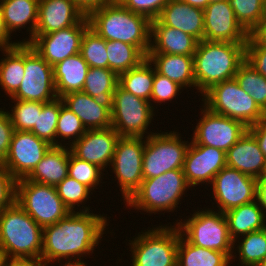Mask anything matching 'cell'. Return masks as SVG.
<instances>
[{
    "instance_id": "6da1fadb",
    "label": "cell",
    "mask_w": 266,
    "mask_h": 266,
    "mask_svg": "<svg viewBox=\"0 0 266 266\" xmlns=\"http://www.w3.org/2000/svg\"><path fill=\"white\" fill-rule=\"evenodd\" d=\"M104 215L94 214L93 210L70 212L57 223L44 227L41 259L52 266L50 263L56 260L83 259L94 254L109 227L110 218Z\"/></svg>"
},
{
    "instance_id": "7a4b0ae2",
    "label": "cell",
    "mask_w": 266,
    "mask_h": 266,
    "mask_svg": "<svg viewBox=\"0 0 266 266\" xmlns=\"http://www.w3.org/2000/svg\"><path fill=\"white\" fill-rule=\"evenodd\" d=\"M246 60V43L202 40L193 55L197 92L201 95L219 82L234 79Z\"/></svg>"
},
{
    "instance_id": "3957f363",
    "label": "cell",
    "mask_w": 266,
    "mask_h": 266,
    "mask_svg": "<svg viewBox=\"0 0 266 266\" xmlns=\"http://www.w3.org/2000/svg\"><path fill=\"white\" fill-rule=\"evenodd\" d=\"M87 19L89 27L105 40L125 42L148 54L151 21L146 16L133 13L115 0L91 11Z\"/></svg>"
},
{
    "instance_id": "277c9868",
    "label": "cell",
    "mask_w": 266,
    "mask_h": 266,
    "mask_svg": "<svg viewBox=\"0 0 266 266\" xmlns=\"http://www.w3.org/2000/svg\"><path fill=\"white\" fill-rule=\"evenodd\" d=\"M191 186L187 183L183 169H174L158 177L143 179L139 189L125 203L126 208L154 215L178 210L180 201ZM131 209H130V208Z\"/></svg>"
},
{
    "instance_id": "5b68a950",
    "label": "cell",
    "mask_w": 266,
    "mask_h": 266,
    "mask_svg": "<svg viewBox=\"0 0 266 266\" xmlns=\"http://www.w3.org/2000/svg\"><path fill=\"white\" fill-rule=\"evenodd\" d=\"M43 228L16 202L0 213V248L10 258H41Z\"/></svg>"
},
{
    "instance_id": "8992f818",
    "label": "cell",
    "mask_w": 266,
    "mask_h": 266,
    "mask_svg": "<svg viewBox=\"0 0 266 266\" xmlns=\"http://www.w3.org/2000/svg\"><path fill=\"white\" fill-rule=\"evenodd\" d=\"M169 224L141 230L128 240L131 266H177L181 232L176 224Z\"/></svg>"
},
{
    "instance_id": "52a82bcc",
    "label": "cell",
    "mask_w": 266,
    "mask_h": 266,
    "mask_svg": "<svg viewBox=\"0 0 266 266\" xmlns=\"http://www.w3.org/2000/svg\"><path fill=\"white\" fill-rule=\"evenodd\" d=\"M200 209L193 210L191 217L186 216L188 219L177 218L174 224L191 244L224 252L231 259L234 241L230 237L225 214L210 208Z\"/></svg>"
},
{
    "instance_id": "ba28073f",
    "label": "cell",
    "mask_w": 266,
    "mask_h": 266,
    "mask_svg": "<svg viewBox=\"0 0 266 266\" xmlns=\"http://www.w3.org/2000/svg\"><path fill=\"white\" fill-rule=\"evenodd\" d=\"M200 96L203 97L201 105L209 111L239 120L247 127L266 118V114L235 78L214 84Z\"/></svg>"
},
{
    "instance_id": "9c48e42d",
    "label": "cell",
    "mask_w": 266,
    "mask_h": 266,
    "mask_svg": "<svg viewBox=\"0 0 266 266\" xmlns=\"http://www.w3.org/2000/svg\"><path fill=\"white\" fill-rule=\"evenodd\" d=\"M15 202L42 228L57 223L71 212L54 186L26 178L16 180Z\"/></svg>"
},
{
    "instance_id": "30bf717a",
    "label": "cell",
    "mask_w": 266,
    "mask_h": 266,
    "mask_svg": "<svg viewBox=\"0 0 266 266\" xmlns=\"http://www.w3.org/2000/svg\"><path fill=\"white\" fill-rule=\"evenodd\" d=\"M181 138V133L175 130L161 133L158 131L145 138L143 179L158 177L174 169H183L190 142Z\"/></svg>"
},
{
    "instance_id": "8fae6325",
    "label": "cell",
    "mask_w": 266,
    "mask_h": 266,
    "mask_svg": "<svg viewBox=\"0 0 266 266\" xmlns=\"http://www.w3.org/2000/svg\"><path fill=\"white\" fill-rule=\"evenodd\" d=\"M156 108L117 85L111 110V127L120 137L147 138L155 132L147 131L156 115ZM146 135V136H145ZM145 136V137H144Z\"/></svg>"
},
{
    "instance_id": "7c38bea8",
    "label": "cell",
    "mask_w": 266,
    "mask_h": 266,
    "mask_svg": "<svg viewBox=\"0 0 266 266\" xmlns=\"http://www.w3.org/2000/svg\"><path fill=\"white\" fill-rule=\"evenodd\" d=\"M145 148L143 137H120L111 167L124 203L139 189L143 181L142 167Z\"/></svg>"
},
{
    "instance_id": "4fadbf2b",
    "label": "cell",
    "mask_w": 266,
    "mask_h": 266,
    "mask_svg": "<svg viewBox=\"0 0 266 266\" xmlns=\"http://www.w3.org/2000/svg\"><path fill=\"white\" fill-rule=\"evenodd\" d=\"M25 75L10 99L48 103L58 98L53 80V66L28 43H24Z\"/></svg>"
},
{
    "instance_id": "5bb4252c",
    "label": "cell",
    "mask_w": 266,
    "mask_h": 266,
    "mask_svg": "<svg viewBox=\"0 0 266 266\" xmlns=\"http://www.w3.org/2000/svg\"><path fill=\"white\" fill-rule=\"evenodd\" d=\"M210 185L215 200L210 209L225 213L256 200L258 179L228 166L215 175Z\"/></svg>"
},
{
    "instance_id": "9a60e30c",
    "label": "cell",
    "mask_w": 266,
    "mask_h": 266,
    "mask_svg": "<svg viewBox=\"0 0 266 266\" xmlns=\"http://www.w3.org/2000/svg\"><path fill=\"white\" fill-rule=\"evenodd\" d=\"M193 129L192 142L227 152L248 130L241 121L215 114L203 105Z\"/></svg>"
},
{
    "instance_id": "2e32d148",
    "label": "cell",
    "mask_w": 266,
    "mask_h": 266,
    "mask_svg": "<svg viewBox=\"0 0 266 266\" xmlns=\"http://www.w3.org/2000/svg\"><path fill=\"white\" fill-rule=\"evenodd\" d=\"M52 147L31 131L14 130L2 165L16 179L26 178Z\"/></svg>"
},
{
    "instance_id": "e0dca14e",
    "label": "cell",
    "mask_w": 266,
    "mask_h": 266,
    "mask_svg": "<svg viewBox=\"0 0 266 266\" xmlns=\"http://www.w3.org/2000/svg\"><path fill=\"white\" fill-rule=\"evenodd\" d=\"M89 27L87 16L77 25L43 35H34L28 43L47 63L54 66L69 56L80 53L81 40Z\"/></svg>"
},
{
    "instance_id": "ac0fdd59",
    "label": "cell",
    "mask_w": 266,
    "mask_h": 266,
    "mask_svg": "<svg viewBox=\"0 0 266 266\" xmlns=\"http://www.w3.org/2000/svg\"><path fill=\"white\" fill-rule=\"evenodd\" d=\"M249 35L236 20L229 0L209 3L204 9V40L247 43Z\"/></svg>"
},
{
    "instance_id": "d6986e66",
    "label": "cell",
    "mask_w": 266,
    "mask_h": 266,
    "mask_svg": "<svg viewBox=\"0 0 266 266\" xmlns=\"http://www.w3.org/2000/svg\"><path fill=\"white\" fill-rule=\"evenodd\" d=\"M226 166V152L221 149L198 145L190 141L183 172L191 189L201 184L210 186L213 178Z\"/></svg>"
},
{
    "instance_id": "ffe728a7",
    "label": "cell",
    "mask_w": 266,
    "mask_h": 266,
    "mask_svg": "<svg viewBox=\"0 0 266 266\" xmlns=\"http://www.w3.org/2000/svg\"><path fill=\"white\" fill-rule=\"evenodd\" d=\"M119 138L120 135L112 127L87 130L69 148L78 159L95 164L106 171L108 165H111Z\"/></svg>"
},
{
    "instance_id": "44dd1931",
    "label": "cell",
    "mask_w": 266,
    "mask_h": 266,
    "mask_svg": "<svg viewBox=\"0 0 266 266\" xmlns=\"http://www.w3.org/2000/svg\"><path fill=\"white\" fill-rule=\"evenodd\" d=\"M85 16L73 0H39L35 35L48 34L77 25Z\"/></svg>"
},
{
    "instance_id": "7402d4cb",
    "label": "cell",
    "mask_w": 266,
    "mask_h": 266,
    "mask_svg": "<svg viewBox=\"0 0 266 266\" xmlns=\"http://www.w3.org/2000/svg\"><path fill=\"white\" fill-rule=\"evenodd\" d=\"M226 166L258 180L266 173V157L248 130L226 152Z\"/></svg>"
},
{
    "instance_id": "603a6c76",
    "label": "cell",
    "mask_w": 266,
    "mask_h": 266,
    "mask_svg": "<svg viewBox=\"0 0 266 266\" xmlns=\"http://www.w3.org/2000/svg\"><path fill=\"white\" fill-rule=\"evenodd\" d=\"M193 36L163 25L158 19L151 21L150 50L148 53H164L193 56L198 45Z\"/></svg>"
},
{
    "instance_id": "cb8c5ba5",
    "label": "cell",
    "mask_w": 266,
    "mask_h": 266,
    "mask_svg": "<svg viewBox=\"0 0 266 266\" xmlns=\"http://www.w3.org/2000/svg\"><path fill=\"white\" fill-rule=\"evenodd\" d=\"M163 25L179 29L198 41L204 40V10L180 0H170L157 18Z\"/></svg>"
},
{
    "instance_id": "d4e9b609",
    "label": "cell",
    "mask_w": 266,
    "mask_h": 266,
    "mask_svg": "<svg viewBox=\"0 0 266 266\" xmlns=\"http://www.w3.org/2000/svg\"><path fill=\"white\" fill-rule=\"evenodd\" d=\"M0 9L10 35L28 25V39L24 38L18 42L29 43L35 35L38 23L39 0H0Z\"/></svg>"
},
{
    "instance_id": "484cf974",
    "label": "cell",
    "mask_w": 266,
    "mask_h": 266,
    "mask_svg": "<svg viewBox=\"0 0 266 266\" xmlns=\"http://www.w3.org/2000/svg\"><path fill=\"white\" fill-rule=\"evenodd\" d=\"M61 99L63 104L81 120L86 130L111 127V112L83 91L70 92Z\"/></svg>"
},
{
    "instance_id": "4316f807",
    "label": "cell",
    "mask_w": 266,
    "mask_h": 266,
    "mask_svg": "<svg viewBox=\"0 0 266 266\" xmlns=\"http://www.w3.org/2000/svg\"><path fill=\"white\" fill-rule=\"evenodd\" d=\"M147 59L154 66L155 71L178 83L184 89H196L194 77L193 56L148 53Z\"/></svg>"
},
{
    "instance_id": "83f0119b",
    "label": "cell",
    "mask_w": 266,
    "mask_h": 266,
    "mask_svg": "<svg viewBox=\"0 0 266 266\" xmlns=\"http://www.w3.org/2000/svg\"><path fill=\"white\" fill-rule=\"evenodd\" d=\"M70 152L68 146H52L26 179L56 187L68 176Z\"/></svg>"
},
{
    "instance_id": "f1b7e54d",
    "label": "cell",
    "mask_w": 266,
    "mask_h": 266,
    "mask_svg": "<svg viewBox=\"0 0 266 266\" xmlns=\"http://www.w3.org/2000/svg\"><path fill=\"white\" fill-rule=\"evenodd\" d=\"M88 64L77 53L53 66V80L58 98L70 93L82 91L86 79Z\"/></svg>"
},
{
    "instance_id": "f546056e",
    "label": "cell",
    "mask_w": 266,
    "mask_h": 266,
    "mask_svg": "<svg viewBox=\"0 0 266 266\" xmlns=\"http://www.w3.org/2000/svg\"><path fill=\"white\" fill-rule=\"evenodd\" d=\"M224 214L233 241L250 232L259 231L266 227V216L257 200L232 208Z\"/></svg>"
},
{
    "instance_id": "4dcf8cb0",
    "label": "cell",
    "mask_w": 266,
    "mask_h": 266,
    "mask_svg": "<svg viewBox=\"0 0 266 266\" xmlns=\"http://www.w3.org/2000/svg\"><path fill=\"white\" fill-rule=\"evenodd\" d=\"M117 85L118 75L114 71L109 68L89 67L82 91L111 112Z\"/></svg>"
},
{
    "instance_id": "1f68e13d",
    "label": "cell",
    "mask_w": 266,
    "mask_h": 266,
    "mask_svg": "<svg viewBox=\"0 0 266 266\" xmlns=\"http://www.w3.org/2000/svg\"><path fill=\"white\" fill-rule=\"evenodd\" d=\"M0 51L4 54V58L0 59V86L11 98L17 92L25 75L24 43Z\"/></svg>"
},
{
    "instance_id": "d6a6232c",
    "label": "cell",
    "mask_w": 266,
    "mask_h": 266,
    "mask_svg": "<svg viewBox=\"0 0 266 266\" xmlns=\"http://www.w3.org/2000/svg\"><path fill=\"white\" fill-rule=\"evenodd\" d=\"M177 266H231V259L224 252L195 246L181 234Z\"/></svg>"
},
{
    "instance_id": "836d02e7",
    "label": "cell",
    "mask_w": 266,
    "mask_h": 266,
    "mask_svg": "<svg viewBox=\"0 0 266 266\" xmlns=\"http://www.w3.org/2000/svg\"><path fill=\"white\" fill-rule=\"evenodd\" d=\"M233 246L231 264L237 258L238 266H255L266 259V227L237 238Z\"/></svg>"
},
{
    "instance_id": "e575fe53",
    "label": "cell",
    "mask_w": 266,
    "mask_h": 266,
    "mask_svg": "<svg viewBox=\"0 0 266 266\" xmlns=\"http://www.w3.org/2000/svg\"><path fill=\"white\" fill-rule=\"evenodd\" d=\"M155 68L145 59L139 66L118 75V85L125 91L151 103Z\"/></svg>"
},
{
    "instance_id": "d590c367",
    "label": "cell",
    "mask_w": 266,
    "mask_h": 266,
    "mask_svg": "<svg viewBox=\"0 0 266 266\" xmlns=\"http://www.w3.org/2000/svg\"><path fill=\"white\" fill-rule=\"evenodd\" d=\"M106 50L108 53V68L117 75L139 66L147 55L134 45L106 40Z\"/></svg>"
},
{
    "instance_id": "8d00e7d4",
    "label": "cell",
    "mask_w": 266,
    "mask_h": 266,
    "mask_svg": "<svg viewBox=\"0 0 266 266\" xmlns=\"http://www.w3.org/2000/svg\"><path fill=\"white\" fill-rule=\"evenodd\" d=\"M234 78L239 86L254 99L255 103L266 114V77L245 60L239 66Z\"/></svg>"
},
{
    "instance_id": "74e56055",
    "label": "cell",
    "mask_w": 266,
    "mask_h": 266,
    "mask_svg": "<svg viewBox=\"0 0 266 266\" xmlns=\"http://www.w3.org/2000/svg\"><path fill=\"white\" fill-rule=\"evenodd\" d=\"M55 188L57 194L71 212H78V210L79 212H91V207H89V205L88 207L87 205H85V202H87V200L91 201V199L89 200L88 198H91V195H93V192H91L92 190L89 187L82 183H79L74 178L67 176Z\"/></svg>"
},
{
    "instance_id": "f35d334b",
    "label": "cell",
    "mask_w": 266,
    "mask_h": 266,
    "mask_svg": "<svg viewBox=\"0 0 266 266\" xmlns=\"http://www.w3.org/2000/svg\"><path fill=\"white\" fill-rule=\"evenodd\" d=\"M236 20L251 34L266 17V0H229Z\"/></svg>"
},
{
    "instance_id": "ab89813d",
    "label": "cell",
    "mask_w": 266,
    "mask_h": 266,
    "mask_svg": "<svg viewBox=\"0 0 266 266\" xmlns=\"http://www.w3.org/2000/svg\"><path fill=\"white\" fill-rule=\"evenodd\" d=\"M59 113L60 98L48 103H42V110L38 114L37 125H34L31 132L52 146H59V140L56 139Z\"/></svg>"
},
{
    "instance_id": "60d3db41",
    "label": "cell",
    "mask_w": 266,
    "mask_h": 266,
    "mask_svg": "<svg viewBox=\"0 0 266 266\" xmlns=\"http://www.w3.org/2000/svg\"><path fill=\"white\" fill-rule=\"evenodd\" d=\"M80 54L89 67L108 68L106 40L90 27L83 34Z\"/></svg>"
},
{
    "instance_id": "b9f144b4",
    "label": "cell",
    "mask_w": 266,
    "mask_h": 266,
    "mask_svg": "<svg viewBox=\"0 0 266 266\" xmlns=\"http://www.w3.org/2000/svg\"><path fill=\"white\" fill-rule=\"evenodd\" d=\"M86 131L87 130L81 120L63 104V101L60 98V113L56 128V138L61 139H59V146L68 145V147H70L75 141L80 139Z\"/></svg>"
},
{
    "instance_id": "7bdbcfd3",
    "label": "cell",
    "mask_w": 266,
    "mask_h": 266,
    "mask_svg": "<svg viewBox=\"0 0 266 266\" xmlns=\"http://www.w3.org/2000/svg\"><path fill=\"white\" fill-rule=\"evenodd\" d=\"M11 110H7L14 130L31 131L37 125L38 114L42 110V102L11 99ZM11 111V112H10Z\"/></svg>"
},
{
    "instance_id": "ee69618b",
    "label": "cell",
    "mask_w": 266,
    "mask_h": 266,
    "mask_svg": "<svg viewBox=\"0 0 266 266\" xmlns=\"http://www.w3.org/2000/svg\"><path fill=\"white\" fill-rule=\"evenodd\" d=\"M104 172L105 171L99 166L80 160L70 152L68 176L74 178L79 183L86 185L92 190V192H96L94 189H98V185L99 187H102V184L105 183L102 182L103 175H105L103 174Z\"/></svg>"
},
{
    "instance_id": "f6af8a7d",
    "label": "cell",
    "mask_w": 266,
    "mask_h": 266,
    "mask_svg": "<svg viewBox=\"0 0 266 266\" xmlns=\"http://www.w3.org/2000/svg\"><path fill=\"white\" fill-rule=\"evenodd\" d=\"M184 88L178 83L170 80L169 78L157 73L155 71L153 89L151 94V106L154 108L157 105L167 104L168 101L172 102L174 98H177ZM154 102V104H153Z\"/></svg>"
},
{
    "instance_id": "bcb514c9",
    "label": "cell",
    "mask_w": 266,
    "mask_h": 266,
    "mask_svg": "<svg viewBox=\"0 0 266 266\" xmlns=\"http://www.w3.org/2000/svg\"><path fill=\"white\" fill-rule=\"evenodd\" d=\"M133 13L146 16L150 21L157 19L170 0H117Z\"/></svg>"
},
{
    "instance_id": "7dc6e473",
    "label": "cell",
    "mask_w": 266,
    "mask_h": 266,
    "mask_svg": "<svg viewBox=\"0 0 266 266\" xmlns=\"http://www.w3.org/2000/svg\"><path fill=\"white\" fill-rule=\"evenodd\" d=\"M246 61L266 77V46L262 45L252 34L249 35L246 43Z\"/></svg>"
},
{
    "instance_id": "c3c4849f",
    "label": "cell",
    "mask_w": 266,
    "mask_h": 266,
    "mask_svg": "<svg viewBox=\"0 0 266 266\" xmlns=\"http://www.w3.org/2000/svg\"><path fill=\"white\" fill-rule=\"evenodd\" d=\"M16 179L0 164V213L15 202Z\"/></svg>"
},
{
    "instance_id": "681fc988",
    "label": "cell",
    "mask_w": 266,
    "mask_h": 266,
    "mask_svg": "<svg viewBox=\"0 0 266 266\" xmlns=\"http://www.w3.org/2000/svg\"><path fill=\"white\" fill-rule=\"evenodd\" d=\"M0 108V164H2L7 157L11 138L14 132L10 116L7 110Z\"/></svg>"
},
{
    "instance_id": "f907efd6",
    "label": "cell",
    "mask_w": 266,
    "mask_h": 266,
    "mask_svg": "<svg viewBox=\"0 0 266 266\" xmlns=\"http://www.w3.org/2000/svg\"><path fill=\"white\" fill-rule=\"evenodd\" d=\"M248 131L255 137L260 150L266 157V118L249 126Z\"/></svg>"
},
{
    "instance_id": "816d5d0a",
    "label": "cell",
    "mask_w": 266,
    "mask_h": 266,
    "mask_svg": "<svg viewBox=\"0 0 266 266\" xmlns=\"http://www.w3.org/2000/svg\"><path fill=\"white\" fill-rule=\"evenodd\" d=\"M78 8L87 16L91 11L110 4L115 0H73Z\"/></svg>"
},
{
    "instance_id": "f5cc1de1",
    "label": "cell",
    "mask_w": 266,
    "mask_h": 266,
    "mask_svg": "<svg viewBox=\"0 0 266 266\" xmlns=\"http://www.w3.org/2000/svg\"><path fill=\"white\" fill-rule=\"evenodd\" d=\"M3 266H48L41 258L6 257Z\"/></svg>"
},
{
    "instance_id": "db71d44e",
    "label": "cell",
    "mask_w": 266,
    "mask_h": 266,
    "mask_svg": "<svg viewBox=\"0 0 266 266\" xmlns=\"http://www.w3.org/2000/svg\"><path fill=\"white\" fill-rule=\"evenodd\" d=\"M11 36L12 35H10L8 30L6 29L4 19L2 17V12L0 9V49H9L19 44V42H16V40H14L15 42L12 41Z\"/></svg>"
},
{
    "instance_id": "11a10c76",
    "label": "cell",
    "mask_w": 266,
    "mask_h": 266,
    "mask_svg": "<svg viewBox=\"0 0 266 266\" xmlns=\"http://www.w3.org/2000/svg\"><path fill=\"white\" fill-rule=\"evenodd\" d=\"M256 200L266 216V173L258 180Z\"/></svg>"
},
{
    "instance_id": "9f6ffc18",
    "label": "cell",
    "mask_w": 266,
    "mask_h": 266,
    "mask_svg": "<svg viewBox=\"0 0 266 266\" xmlns=\"http://www.w3.org/2000/svg\"><path fill=\"white\" fill-rule=\"evenodd\" d=\"M262 45L266 46V19L251 33Z\"/></svg>"
},
{
    "instance_id": "6f0895ef",
    "label": "cell",
    "mask_w": 266,
    "mask_h": 266,
    "mask_svg": "<svg viewBox=\"0 0 266 266\" xmlns=\"http://www.w3.org/2000/svg\"><path fill=\"white\" fill-rule=\"evenodd\" d=\"M59 264V266H87V263L82 259H66L64 260H56L50 264ZM61 264V265H60Z\"/></svg>"
},
{
    "instance_id": "680465c9",
    "label": "cell",
    "mask_w": 266,
    "mask_h": 266,
    "mask_svg": "<svg viewBox=\"0 0 266 266\" xmlns=\"http://www.w3.org/2000/svg\"><path fill=\"white\" fill-rule=\"evenodd\" d=\"M180 1L187 3L188 5H190L192 7H198V8H201L203 10L209 4L208 0H180Z\"/></svg>"
},
{
    "instance_id": "91938a15",
    "label": "cell",
    "mask_w": 266,
    "mask_h": 266,
    "mask_svg": "<svg viewBox=\"0 0 266 266\" xmlns=\"http://www.w3.org/2000/svg\"><path fill=\"white\" fill-rule=\"evenodd\" d=\"M5 258H6V255L4 251L0 248V266H3Z\"/></svg>"
},
{
    "instance_id": "94428289",
    "label": "cell",
    "mask_w": 266,
    "mask_h": 266,
    "mask_svg": "<svg viewBox=\"0 0 266 266\" xmlns=\"http://www.w3.org/2000/svg\"><path fill=\"white\" fill-rule=\"evenodd\" d=\"M255 266H266V259H264L260 263L256 264Z\"/></svg>"
},
{
    "instance_id": "6125c7cd",
    "label": "cell",
    "mask_w": 266,
    "mask_h": 266,
    "mask_svg": "<svg viewBox=\"0 0 266 266\" xmlns=\"http://www.w3.org/2000/svg\"><path fill=\"white\" fill-rule=\"evenodd\" d=\"M209 3H213V2H219V1H222V0H208Z\"/></svg>"
}]
</instances>
